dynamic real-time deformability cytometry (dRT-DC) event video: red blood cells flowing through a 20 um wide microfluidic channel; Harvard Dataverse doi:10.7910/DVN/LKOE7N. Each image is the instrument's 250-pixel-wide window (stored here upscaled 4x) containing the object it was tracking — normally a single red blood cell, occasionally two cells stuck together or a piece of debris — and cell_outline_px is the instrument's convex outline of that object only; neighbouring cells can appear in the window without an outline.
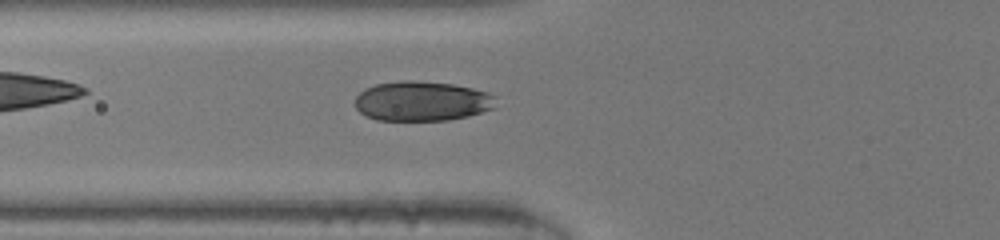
{"species": "human", "species_latin": "Homo sapiens", "temperature_condition": "room temperature", "stored_images_in_passage": 36, "camera_frame_rate_fps": 3000, "um_per_image_px": 0.085, "donor": {"sex": "male"}, "frame": {"image": 1, "passage_image": 8, "time_ms": 2.333, "image_size_px": [1000, 240], "cell_outline_px": [[496, 108], [468, 116], [448, 120], [376, 120], [360, 112], [356, 108], [356, 96], [364, 88], [376, 84], [404, 80], [412, 80], [452, 84], [472, 88], [488, 92], [496, 96]], "centroid_in_image_um": [35.9, 8.59], "position_along_channel_um": 89.9, "area_um2": 32.77}}
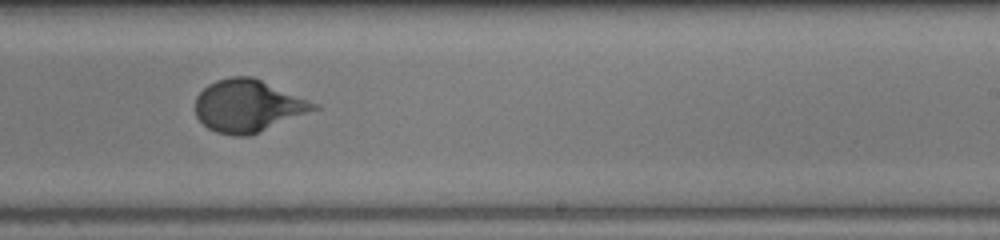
{"frame": {"image": 2, "passage_image": 20, "time_ms": 6.333, "image_size_px": [1000, 240], "cell_outline_px": [[320, 108], [248, 136], [232, 136], [216, 132], [208, 128], [196, 116], [196, 96], [208, 84], [216, 80], [232, 76], [252, 76], [320, 104]], "centroid_in_image_um": [21.08, 8.99], "position_along_channel_um": 267.9, "area_um2": 36.01}}
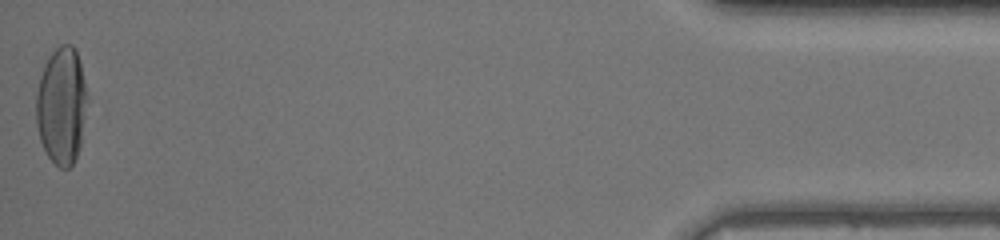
{"frame": {"image": 3, "passage_image": 36, "time_ms": 11.667, "image_size_px": [1000, 240], "cell_outline_px": [[88, 100], [80, 144], [76, 156], [72, 164], [68, 168], [60, 168], [48, 156], [40, 140], [36, 124], [36, 96], [40, 76], [44, 64], [48, 56], [60, 44], [72, 44], [76, 48], [80, 60]], "centroid_in_image_um": [5.23, 8.94], "position_along_channel_um": 430.0, "area_um2": 35.03}}